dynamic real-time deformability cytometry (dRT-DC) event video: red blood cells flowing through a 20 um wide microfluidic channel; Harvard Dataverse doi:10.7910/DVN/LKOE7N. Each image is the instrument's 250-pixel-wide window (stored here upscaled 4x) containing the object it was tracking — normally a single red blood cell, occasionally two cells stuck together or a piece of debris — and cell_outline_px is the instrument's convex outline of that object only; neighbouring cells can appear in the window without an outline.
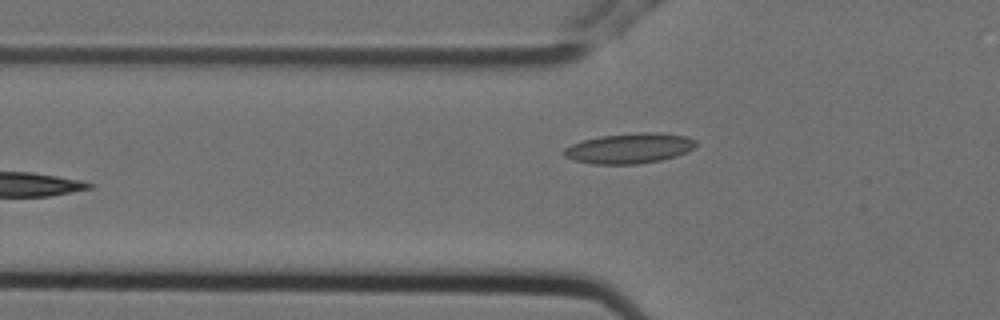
{"species": "Egyptian fruit bat (a non-hibernating species)", "species_latin": "Rousettus aegyptiacus", "temperature_condition": "cold", "stored_images_in_passage": 6, "camera_frame_rate_fps": 3000, "um_per_image_px": 0.085, "animal": {"sex": "female"}, "frame": {"image": 1, "passage_image": 6, "time_ms": 1.667, "image_size_px": [1000, 320], "cell_outline_px": [[696, 148], [688, 152], [676, 156], [660, 160], [636, 164], [592, 164], [576, 160], [564, 156], [560, 152], [564, 148], [572, 144], [584, 140], [600, 136], [644, 132], [648, 132], [688, 136], [696, 140]], "centroid_in_image_um": [53.51, 12.61], "position_along_channel_um": 72.3, "area_um2": 23.24}}